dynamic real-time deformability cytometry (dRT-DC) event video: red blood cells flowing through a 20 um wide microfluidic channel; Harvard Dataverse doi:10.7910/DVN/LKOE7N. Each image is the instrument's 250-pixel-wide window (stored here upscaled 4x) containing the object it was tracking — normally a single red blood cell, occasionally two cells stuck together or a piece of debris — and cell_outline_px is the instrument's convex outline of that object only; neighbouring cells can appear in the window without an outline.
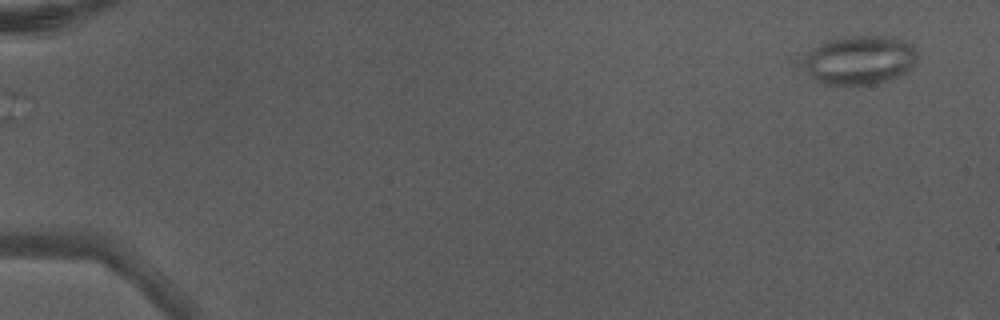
{"species": "Egyptian fruit bat (a non-hibernating species)", "species_latin": "Rousettus aegyptiacus", "temperature_condition": "warm", "stored_images_in_passage": 6, "camera_frame_rate_fps": 3000, "um_per_image_px": 0.085, "animal": {"sex": "male"}, "frame": {"image": 1, "passage_image": 1, "time_ms": 0.0, "image_size_px": [1000, 320], "cell_outline_px": [[916, 64], [908, 72], [900, 76], [888, 80], [872, 84], [824, 84], [816, 80], [808, 72], [804, 64], [804, 60], [808, 52], [820, 44], [828, 40], [844, 36], [884, 36], [904, 40], [912, 44], [916, 52]], "centroid_in_image_um": [73.12, 5.1], "position_along_channel_um": 11.9, "area_um2": 32.37}}